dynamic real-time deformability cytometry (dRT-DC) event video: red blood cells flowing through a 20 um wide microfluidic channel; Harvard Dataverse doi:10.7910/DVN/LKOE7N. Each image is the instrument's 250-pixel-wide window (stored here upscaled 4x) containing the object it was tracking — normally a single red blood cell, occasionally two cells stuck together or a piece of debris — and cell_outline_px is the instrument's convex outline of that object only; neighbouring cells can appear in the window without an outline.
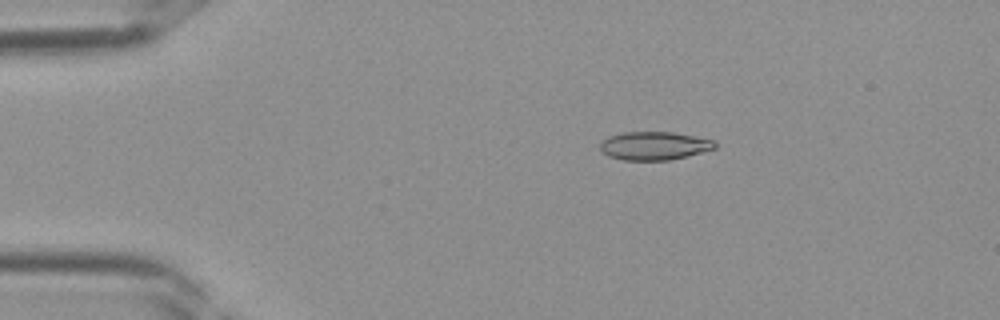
{"species": "Egyptian fruit bat (a non-hibernating species)", "species_latin": "Rousettus aegyptiacus", "temperature_condition": "room temperature", "stored_images_in_passage": 27, "camera_frame_rate_fps": 3000, "um_per_image_px": 0.085, "frame": {"image": 1, "passage_image": 1, "time_ms": 0.0, "image_size_px": [1000, 320], "cell_outline_px": [[716, 148], [668, 160], [624, 160], [608, 156], [600, 148], [600, 144], [608, 136], [624, 132], [672, 132], [716, 140]], "centroid_in_image_um": [55.61, 12.38], "position_along_channel_um": 29.4, "area_um2": 18.73}}
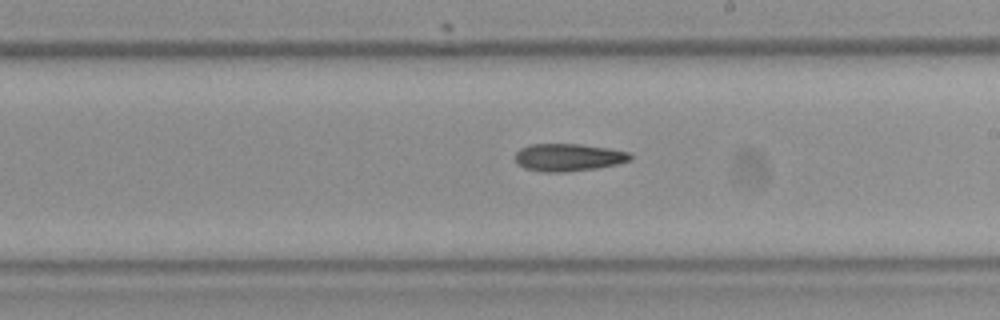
{"frame": {"image": 2, "passage_image": 16, "time_ms": 5.0, "image_size_px": [1000, 320], "cell_outline_px": [[632, 160], [616, 164], [596, 168], [564, 172], [540, 172], [524, 168], [516, 164], [516, 152], [520, 148], [532, 144], [580, 144], [608, 148], [628, 152], [632, 156]], "centroid_in_image_um": [48.28, 13.38], "position_along_channel_um": 240.7, "area_um2": 18.5}}
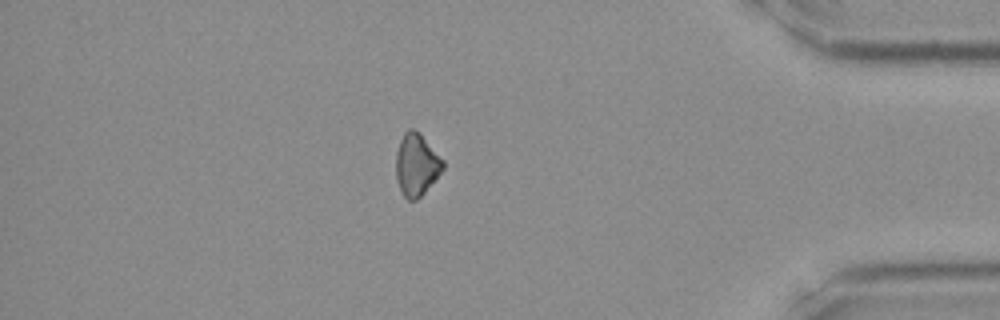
{"frame": {"image": 3, "passage_image": 27, "time_ms": 8.667, "image_size_px": [1000, 320], "cell_outline_px": [[444, 168], [424, 192], [416, 200], [408, 200], [404, 196], [396, 180], [396, 152], [400, 140], [404, 132], [408, 128], [412, 128], [420, 132], [444, 160]], "centroid_in_image_um": [35.39, 13.96], "position_along_channel_um": 399.8, "area_um2": 17.05}}